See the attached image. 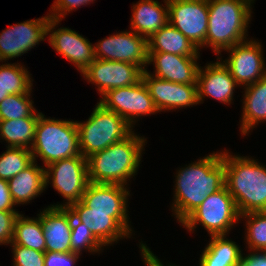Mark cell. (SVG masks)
Segmentation results:
<instances>
[{
    "label": "cell",
    "instance_id": "6da1fadb",
    "mask_svg": "<svg viewBox=\"0 0 266 266\" xmlns=\"http://www.w3.org/2000/svg\"><path fill=\"white\" fill-rule=\"evenodd\" d=\"M129 194L124 185L89 182L81 201L69 209L103 246H108L131 236L127 213Z\"/></svg>",
    "mask_w": 266,
    "mask_h": 266
},
{
    "label": "cell",
    "instance_id": "7a4b0ae2",
    "mask_svg": "<svg viewBox=\"0 0 266 266\" xmlns=\"http://www.w3.org/2000/svg\"><path fill=\"white\" fill-rule=\"evenodd\" d=\"M172 210L181 223L206 197L225 186L222 152L211 153L176 172Z\"/></svg>",
    "mask_w": 266,
    "mask_h": 266
},
{
    "label": "cell",
    "instance_id": "3957f363",
    "mask_svg": "<svg viewBox=\"0 0 266 266\" xmlns=\"http://www.w3.org/2000/svg\"><path fill=\"white\" fill-rule=\"evenodd\" d=\"M222 152L225 186L239 214L266 212V167L254 159Z\"/></svg>",
    "mask_w": 266,
    "mask_h": 266
},
{
    "label": "cell",
    "instance_id": "277c9868",
    "mask_svg": "<svg viewBox=\"0 0 266 266\" xmlns=\"http://www.w3.org/2000/svg\"><path fill=\"white\" fill-rule=\"evenodd\" d=\"M146 139L133 132L124 140L87 158L88 178L92 183L126 186L139 169Z\"/></svg>",
    "mask_w": 266,
    "mask_h": 266
},
{
    "label": "cell",
    "instance_id": "5b68a950",
    "mask_svg": "<svg viewBox=\"0 0 266 266\" xmlns=\"http://www.w3.org/2000/svg\"><path fill=\"white\" fill-rule=\"evenodd\" d=\"M251 6L249 0H208L206 47L221 55V50L246 41Z\"/></svg>",
    "mask_w": 266,
    "mask_h": 266
},
{
    "label": "cell",
    "instance_id": "8992f818",
    "mask_svg": "<svg viewBox=\"0 0 266 266\" xmlns=\"http://www.w3.org/2000/svg\"><path fill=\"white\" fill-rule=\"evenodd\" d=\"M44 116L38 117L35 127V140L30 149L33 160L39 157L45 168L53 162L82 155L76 122Z\"/></svg>",
    "mask_w": 266,
    "mask_h": 266
},
{
    "label": "cell",
    "instance_id": "52a82bcc",
    "mask_svg": "<svg viewBox=\"0 0 266 266\" xmlns=\"http://www.w3.org/2000/svg\"><path fill=\"white\" fill-rule=\"evenodd\" d=\"M75 122L80 151L86 159L124 140L134 132L133 127L123 117L106 109L99 102L86 122Z\"/></svg>",
    "mask_w": 266,
    "mask_h": 266
},
{
    "label": "cell",
    "instance_id": "ba28073f",
    "mask_svg": "<svg viewBox=\"0 0 266 266\" xmlns=\"http://www.w3.org/2000/svg\"><path fill=\"white\" fill-rule=\"evenodd\" d=\"M238 220H240V214L235 200L224 186L208 195L204 202L193 210L181 224L191 232L200 223L210 236H226Z\"/></svg>",
    "mask_w": 266,
    "mask_h": 266
},
{
    "label": "cell",
    "instance_id": "9c48e42d",
    "mask_svg": "<svg viewBox=\"0 0 266 266\" xmlns=\"http://www.w3.org/2000/svg\"><path fill=\"white\" fill-rule=\"evenodd\" d=\"M46 186L52 180V187L66 198L65 204L51 207H70L81 201L89 183L87 159L82 155L53 162L45 167Z\"/></svg>",
    "mask_w": 266,
    "mask_h": 266
},
{
    "label": "cell",
    "instance_id": "30bf717a",
    "mask_svg": "<svg viewBox=\"0 0 266 266\" xmlns=\"http://www.w3.org/2000/svg\"><path fill=\"white\" fill-rule=\"evenodd\" d=\"M99 103L123 117L132 127L138 117L159 112L143 80L131 86L109 90Z\"/></svg>",
    "mask_w": 266,
    "mask_h": 266
},
{
    "label": "cell",
    "instance_id": "8fae6325",
    "mask_svg": "<svg viewBox=\"0 0 266 266\" xmlns=\"http://www.w3.org/2000/svg\"><path fill=\"white\" fill-rule=\"evenodd\" d=\"M169 23L198 49L206 45L208 0H168Z\"/></svg>",
    "mask_w": 266,
    "mask_h": 266
},
{
    "label": "cell",
    "instance_id": "7c38bea8",
    "mask_svg": "<svg viewBox=\"0 0 266 266\" xmlns=\"http://www.w3.org/2000/svg\"><path fill=\"white\" fill-rule=\"evenodd\" d=\"M95 59L132 63L146 70L148 40L134 31L113 34L94 45Z\"/></svg>",
    "mask_w": 266,
    "mask_h": 266
},
{
    "label": "cell",
    "instance_id": "4fadbf2b",
    "mask_svg": "<svg viewBox=\"0 0 266 266\" xmlns=\"http://www.w3.org/2000/svg\"><path fill=\"white\" fill-rule=\"evenodd\" d=\"M262 50L259 41L251 39L226 49L230 55L222 63L239 86L253 84L266 75Z\"/></svg>",
    "mask_w": 266,
    "mask_h": 266
},
{
    "label": "cell",
    "instance_id": "5bb4252c",
    "mask_svg": "<svg viewBox=\"0 0 266 266\" xmlns=\"http://www.w3.org/2000/svg\"><path fill=\"white\" fill-rule=\"evenodd\" d=\"M143 71L132 63L95 59L82 75L89 83L96 84L103 96L109 90L138 83L142 80Z\"/></svg>",
    "mask_w": 266,
    "mask_h": 266
},
{
    "label": "cell",
    "instance_id": "9a60e30c",
    "mask_svg": "<svg viewBox=\"0 0 266 266\" xmlns=\"http://www.w3.org/2000/svg\"><path fill=\"white\" fill-rule=\"evenodd\" d=\"M49 14L34 20L14 24L0 33V62L30 51L47 36Z\"/></svg>",
    "mask_w": 266,
    "mask_h": 266
},
{
    "label": "cell",
    "instance_id": "2e32d148",
    "mask_svg": "<svg viewBox=\"0 0 266 266\" xmlns=\"http://www.w3.org/2000/svg\"><path fill=\"white\" fill-rule=\"evenodd\" d=\"M59 22L60 20L49 19L47 35L51 34L48 41L57 53L73 63L83 73L95 60L94 45L78 32L69 28L60 27L56 30L55 27Z\"/></svg>",
    "mask_w": 266,
    "mask_h": 266
},
{
    "label": "cell",
    "instance_id": "e0dca14e",
    "mask_svg": "<svg viewBox=\"0 0 266 266\" xmlns=\"http://www.w3.org/2000/svg\"><path fill=\"white\" fill-rule=\"evenodd\" d=\"M142 80L149 90L155 107L160 112L199 104L197 85L158 79L147 70L143 71Z\"/></svg>",
    "mask_w": 266,
    "mask_h": 266
},
{
    "label": "cell",
    "instance_id": "ac0fdd59",
    "mask_svg": "<svg viewBox=\"0 0 266 266\" xmlns=\"http://www.w3.org/2000/svg\"><path fill=\"white\" fill-rule=\"evenodd\" d=\"M199 57H186L165 52H148V65L153 63L152 76L179 84L197 85Z\"/></svg>",
    "mask_w": 266,
    "mask_h": 266
},
{
    "label": "cell",
    "instance_id": "d6986e66",
    "mask_svg": "<svg viewBox=\"0 0 266 266\" xmlns=\"http://www.w3.org/2000/svg\"><path fill=\"white\" fill-rule=\"evenodd\" d=\"M205 69V70H204ZM199 67L197 75L199 103L205 97H211L224 104H231L235 87L239 86L222 60Z\"/></svg>",
    "mask_w": 266,
    "mask_h": 266
},
{
    "label": "cell",
    "instance_id": "ffe728a7",
    "mask_svg": "<svg viewBox=\"0 0 266 266\" xmlns=\"http://www.w3.org/2000/svg\"><path fill=\"white\" fill-rule=\"evenodd\" d=\"M38 216L41 218L46 249L51 252H72L71 225L72 212L68 207L45 208Z\"/></svg>",
    "mask_w": 266,
    "mask_h": 266
},
{
    "label": "cell",
    "instance_id": "44dd1931",
    "mask_svg": "<svg viewBox=\"0 0 266 266\" xmlns=\"http://www.w3.org/2000/svg\"><path fill=\"white\" fill-rule=\"evenodd\" d=\"M164 1L165 6L157 0H139L133 4L130 23L132 31L148 40L169 23L168 0Z\"/></svg>",
    "mask_w": 266,
    "mask_h": 266
},
{
    "label": "cell",
    "instance_id": "7402d4cb",
    "mask_svg": "<svg viewBox=\"0 0 266 266\" xmlns=\"http://www.w3.org/2000/svg\"><path fill=\"white\" fill-rule=\"evenodd\" d=\"M33 161L28 167L8 181L15 205L30 203L46 188L45 168Z\"/></svg>",
    "mask_w": 266,
    "mask_h": 266
},
{
    "label": "cell",
    "instance_id": "603a6c76",
    "mask_svg": "<svg viewBox=\"0 0 266 266\" xmlns=\"http://www.w3.org/2000/svg\"><path fill=\"white\" fill-rule=\"evenodd\" d=\"M198 47L170 23L148 39V52H165L186 57H199Z\"/></svg>",
    "mask_w": 266,
    "mask_h": 266
},
{
    "label": "cell",
    "instance_id": "cb8c5ba5",
    "mask_svg": "<svg viewBox=\"0 0 266 266\" xmlns=\"http://www.w3.org/2000/svg\"><path fill=\"white\" fill-rule=\"evenodd\" d=\"M242 111V135L250 132L259 122L266 121V75L259 81L245 86Z\"/></svg>",
    "mask_w": 266,
    "mask_h": 266
},
{
    "label": "cell",
    "instance_id": "d4e9b609",
    "mask_svg": "<svg viewBox=\"0 0 266 266\" xmlns=\"http://www.w3.org/2000/svg\"><path fill=\"white\" fill-rule=\"evenodd\" d=\"M225 235L211 236V242L200 256V266H238L242 252L235 241Z\"/></svg>",
    "mask_w": 266,
    "mask_h": 266
},
{
    "label": "cell",
    "instance_id": "484cf974",
    "mask_svg": "<svg viewBox=\"0 0 266 266\" xmlns=\"http://www.w3.org/2000/svg\"><path fill=\"white\" fill-rule=\"evenodd\" d=\"M38 118H21L0 121V140L8 143V147L31 149L35 140V127Z\"/></svg>",
    "mask_w": 266,
    "mask_h": 266
},
{
    "label": "cell",
    "instance_id": "4316f807",
    "mask_svg": "<svg viewBox=\"0 0 266 266\" xmlns=\"http://www.w3.org/2000/svg\"><path fill=\"white\" fill-rule=\"evenodd\" d=\"M19 63L0 65V102L10 94L32 93V79Z\"/></svg>",
    "mask_w": 266,
    "mask_h": 266
},
{
    "label": "cell",
    "instance_id": "83f0119b",
    "mask_svg": "<svg viewBox=\"0 0 266 266\" xmlns=\"http://www.w3.org/2000/svg\"><path fill=\"white\" fill-rule=\"evenodd\" d=\"M27 248L45 252L46 243L41 218H26L19 214L14 226L12 242Z\"/></svg>",
    "mask_w": 266,
    "mask_h": 266
},
{
    "label": "cell",
    "instance_id": "f1b7e54d",
    "mask_svg": "<svg viewBox=\"0 0 266 266\" xmlns=\"http://www.w3.org/2000/svg\"><path fill=\"white\" fill-rule=\"evenodd\" d=\"M30 94H10L3 99L0 102V121L38 118L42 113L34 108Z\"/></svg>",
    "mask_w": 266,
    "mask_h": 266
},
{
    "label": "cell",
    "instance_id": "f546056e",
    "mask_svg": "<svg viewBox=\"0 0 266 266\" xmlns=\"http://www.w3.org/2000/svg\"><path fill=\"white\" fill-rule=\"evenodd\" d=\"M29 149L22 147H8L0 155V178L9 181L33 162Z\"/></svg>",
    "mask_w": 266,
    "mask_h": 266
},
{
    "label": "cell",
    "instance_id": "4dcf8cb0",
    "mask_svg": "<svg viewBox=\"0 0 266 266\" xmlns=\"http://www.w3.org/2000/svg\"><path fill=\"white\" fill-rule=\"evenodd\" d=\"M247 219L246 244L250 251H266V212H251L240 215Z\"/></svg>",
    "mask_w": 266,
    "mask_h": 266
},
{
    "label": "cell",
    "instance_id": "1f68e13d",
    "mask_svg": "<svg viewBox=\"0 0 266 266\" xmlns=\"http://www.w3.org/2000/svg\"><path fill=\"white\" fill-rule=\"evenodd\" d=\"M71 249L72 252L81 254L82 250H89L91 253H99L102 244L94 237L92 232L83 223L79 222L72 214L71 225Z\"/></svg>",
    "mask_w": 266,
    "mask_h": 266
},
{
    "label": "cell",
    "instance_id": "d6a6232c",
    "mask_svg": "<svg viewBox=\"0 0 266 266\" xmlns=\"http://www.w3.org/2000/svg\"><path fill=\"white\" fill-rule=\"evenodd\" d=\"M14 266H44L45 252L11 243Z\"/></svg>",
    "mask_w": 266,
    "mask_h": 266
},
{
    "label": "cell",
    "instance_id": "836d02e7",
    "mask_svg": "<svg viewBox=\"0 0 266 266\" xmlns=\"http://www.w3.org/2000/svg\"><path fill=\"white\" fill-rule=\"evenodd\" d=\"M18 211L0 210V245L11 244Z\"/></svg>",
    "mask_w": 266,
    "mask_h": 266
},
{
    "label": "cell",
    "instance_id": "e575fe53",
    "mask_svg": "<svg viewBox=\"0 0 266 266\" xmlns=\"http://www.w3.org/2000/svg\"><path fill=\"white\" fill-rule=\"evenodd\" d=\"M93 1L95 0H55L51 6V11L53 12L50 11L49 16L50 18L62 21L64 16L70 11L82 5H88Z\"/></svg>",
    "mask_w": 266,
    "mask_h": 266
},
{
    "label": "cell",
    "instance_id": "d590c367",
    "mask_svg": "<svg viewBox=\"0 0 266 266\" xmlns=\"http://www.w3.org/2000/svg\"><path fill=\"white\" fill-rule=\"evenodd\" d=\"M79 255L76 252L45 251L44 266H74Z\"/></svg>",
    "mask_w": 266,
    "mask_h": 266
},
{
    "label": "cell",
    "instance_id": "8d00e7d4",
    "mask_svg": "<svg viewBox=\"0 0 266 266\" xmlns=\"http://www.w3.org/2000/svg\"><path fill=\"white\" fill-rule=\"evenodd\" d=\"M15 203L11 197V193L9 191L8 181L2 180L0 178V210L2 211H16L13 209Z\"/></svg>",
    "mask_w": 266,
    "mask_h": 266
},
{
    "label": "cell",
    "instance_id": "74e56055",
    "mask_svg": "<svg viewBox=\"0 0 266 266\" xmlns=\"http://www.w3.org/2000/svg\"><path fill=\"white\" fill-rule=\"evenodd\" d=\"M238 266H266V251H252L241 256Z\"/></svg>",
    "mask_w": 266,
    "mask_h": 266
},
{
    "label": "cell",
    "instance_id": "f35d334b",
    "mask_svg": "<svg viewBox=\"0 0 266 266\" xmlns=\"http://www.w3.org/2000/svg\"><path fill=\"white\" fill-rule=\"evenodd\" d=\"M141 250V255L143 258L144 263L146 264V266H164V264H162L161 260H159L153 253L152 251H150V249L147 247L146 244L141 243L140 247ZM172 265H168V266H173Z\"/></svg>",
    "mask_w": 266,
    "mask_h": 266
}]
</instances>
